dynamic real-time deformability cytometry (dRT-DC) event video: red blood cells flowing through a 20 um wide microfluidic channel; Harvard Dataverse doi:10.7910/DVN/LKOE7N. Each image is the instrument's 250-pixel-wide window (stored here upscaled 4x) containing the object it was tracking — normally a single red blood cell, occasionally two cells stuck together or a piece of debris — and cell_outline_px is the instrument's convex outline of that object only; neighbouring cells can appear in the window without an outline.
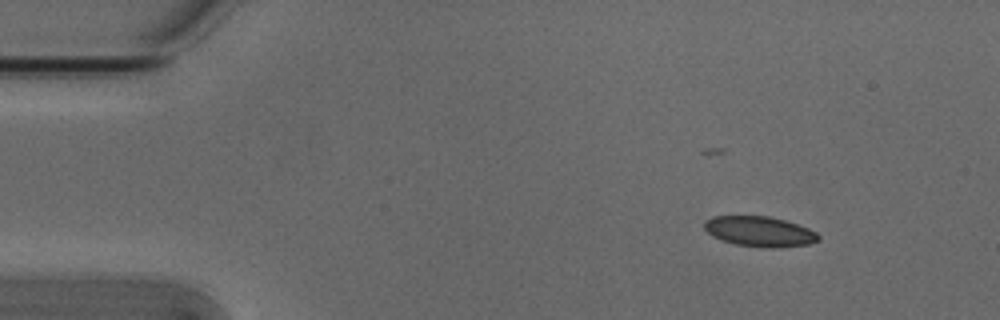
{"species": "Egyptian fruit bat (a non-hibernating species)", "species_latin": "Rousettus aegyptiacus", "temperature_condition": "cold", "stored_images_in_passage": 6, "camera_frame_rate_fps": 3000, "um_per_image_px": 0.085, "animal": {"sex": "male"}, "frame": {"image": 1, "passage_image": 1, "time_ms": 0.0, "image_size_px": [1000, 320], "cell_outline_px": [[820, 240], [808, 244], [776, 248], [764, 248], [736, 244], [720, 240], [712, 236], [704, 228], [704, 220], [712, 216], [768, 216], [784, 220], [808, 228], [816, 232], [820, 236]], "centroid_in_image_um": [64.55, 19.68], "position_along_channel_um": 20.5, "area_um2": 20.17}}
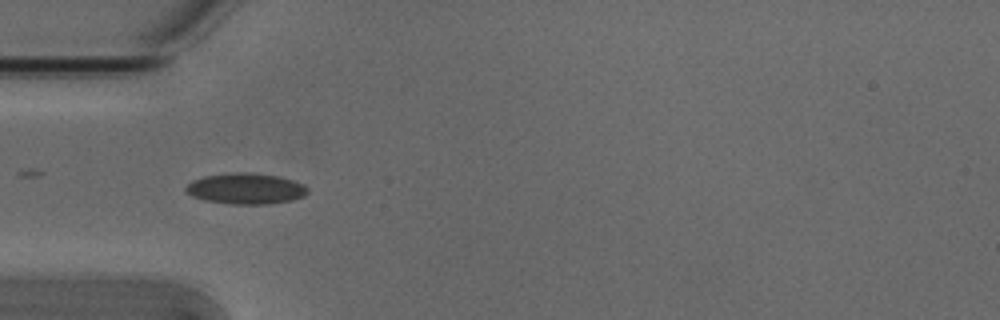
{"frame": {"image": 2, "passage_image": 4, "time_ms": 1.0, "image_size_px": [1000, 320], "cell_outline_px": [[308, 192], [304, 196], [292, 200], [268, 204], [232, 204], [204, 200], [192, 196], [184, 188], [192, 180], [204, 176], [236, 172], [252, 172], [280, 176], [304, 184], [308, 188]], "centroid_in_image_um": [20.91, 16.02], "position_along_channel_um": 64.1, "area_um2": 22.02}}
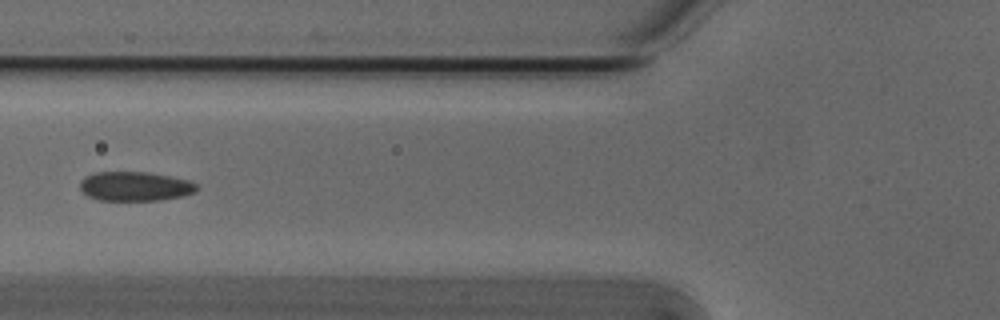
{"frame": {"image": 3, "passage_image": 5, "time_ms": 1.333, "image_size_px": [1000, 320], "cell_outline_px": [[200, 188], [196, 192], [184, 196], [160, 200], [96, 200], [88, 196], [80, 188], [80, 180], [84, 176], [92, 172], [148, 172], [188, 180], [196, 184]], "centroid_in_image_um": [11.47, 15.83], "position_along_channel_um": 114.3, "area_um2": 20.11}}